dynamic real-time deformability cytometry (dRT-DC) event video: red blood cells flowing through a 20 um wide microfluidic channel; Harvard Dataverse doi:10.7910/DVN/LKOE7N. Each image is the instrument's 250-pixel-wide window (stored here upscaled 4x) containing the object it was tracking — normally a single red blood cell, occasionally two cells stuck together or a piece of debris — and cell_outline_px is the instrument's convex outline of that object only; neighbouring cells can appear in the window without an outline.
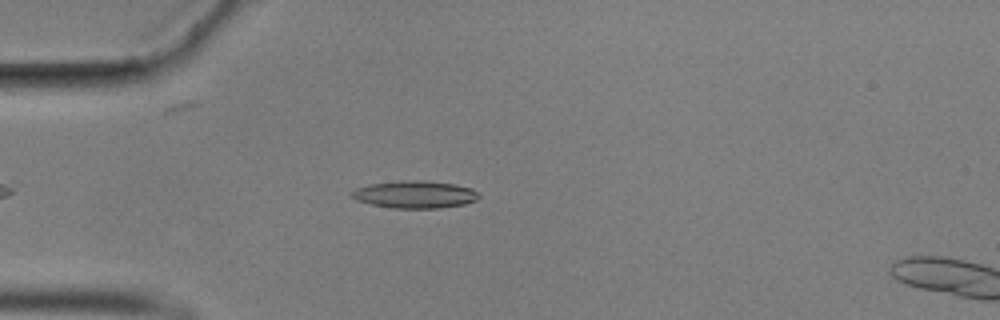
{"species": "common noctule bat (a hibernating species)", "species_latin": "Nyctalus noctula", "temperature_condition": "cold", "stored_images_in_passage": 32, "camera_frame_rate_fps": 3000, "um_per_image_px": 0.085, "animal": {"sex": "male", "body_mass_g": 17.9}, "frame": {"image": 1, "passage_image": 10, "time_ms": 3.0, "image_size_px": [1000, 320], "cell_outline_px": [[480, 196], [476, 200], [464, 204], [436, 208], [392, 208], [372, 204], [356, 200], [352, 196], [352, 192], [356, 188], [368, 184], [404, 180], [420, 180], [456, 184], [472, 188]], "centroid_in_image_um": [35.27, 16.52], "position_along_channel_um": 49.7, "area_um2": 20.17}}
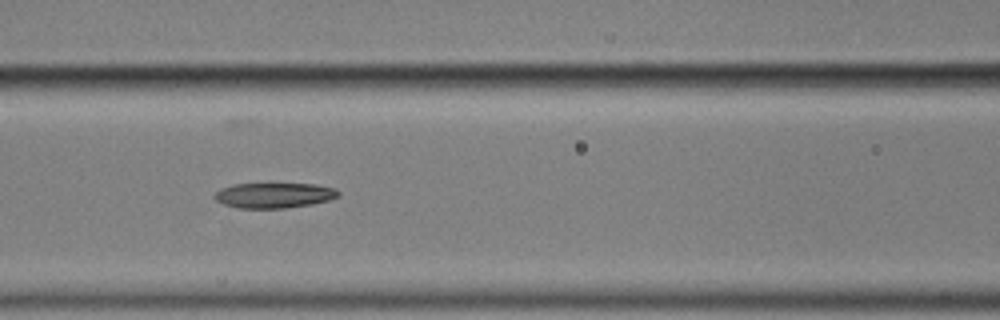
{"frame": {"image": 2, "passage_image": 19, "time_ms": 6.0, "image_size_px": [1000, 320], "cell_outline_px": [[340, 192], [336, 196], [328, 200], [312, 204], [284, 208], [240, 208], [224, 204], [216, 200], [212, 196], [220, 188], [232, 184], [312, 184], [336, 188]], "centroid_in_image_um": [23.26, 16.6], "position_along_channel_um": 143.3, "area_um2": 18.09}}
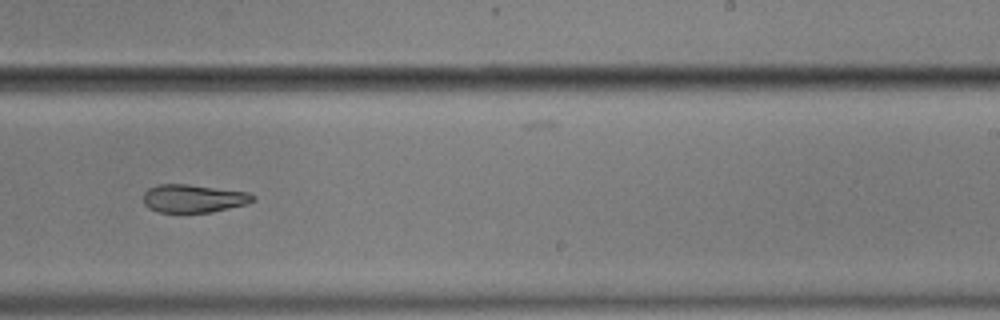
{"frame": {"image": 3, "passage_image": 30, "time_ms": 9.667, "image_size_px": [1000, 320], "cell_outline_px": [[256, 200], [248, 204], [212, 212], [160, 212], [148, 208], [144, 204], [144, 192], [148, 188], [156, 184], [188, 184], [248, 192], [256, 196]], "centroid_in_image_um": [16.47, 16.86], "position_along_channel_um": 272.5, "area_um2": 18.09}}